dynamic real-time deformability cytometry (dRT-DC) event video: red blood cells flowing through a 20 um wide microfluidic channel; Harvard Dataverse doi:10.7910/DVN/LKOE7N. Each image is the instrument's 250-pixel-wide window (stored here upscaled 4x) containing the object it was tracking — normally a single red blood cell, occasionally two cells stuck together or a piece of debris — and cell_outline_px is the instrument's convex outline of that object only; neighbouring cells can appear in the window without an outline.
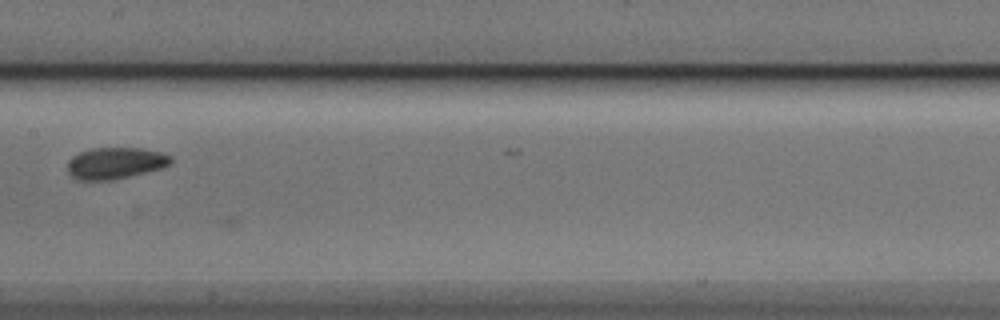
{"species": "Egyptian fruit bat (a non-hibernating species)", "species_latin": "Rousettus aegyptiacus", "temperature_condition": "cold", "stored_images_in_passage": 7, "camera_frame_rate_fps": 3000, "um_per_image_px": 0.085, "animal": {"sex": "male"}, "frame": {"image": 1, "passage_image": 6, "time_ms": 6.0, "image_size_px": [1000, 320], "cell_outline_px": [[172, 164], [160, 168], [116, 180], [76, 180], [68, 172], [68, 160], [72, 156], [80, 152], [92, 148], [140, 148], [160, 152], [172, 156]], "centroid_in_image_um": [9.8, 13.87], "position_along_channel_um": 197.6, "area_um2": 19.07}}